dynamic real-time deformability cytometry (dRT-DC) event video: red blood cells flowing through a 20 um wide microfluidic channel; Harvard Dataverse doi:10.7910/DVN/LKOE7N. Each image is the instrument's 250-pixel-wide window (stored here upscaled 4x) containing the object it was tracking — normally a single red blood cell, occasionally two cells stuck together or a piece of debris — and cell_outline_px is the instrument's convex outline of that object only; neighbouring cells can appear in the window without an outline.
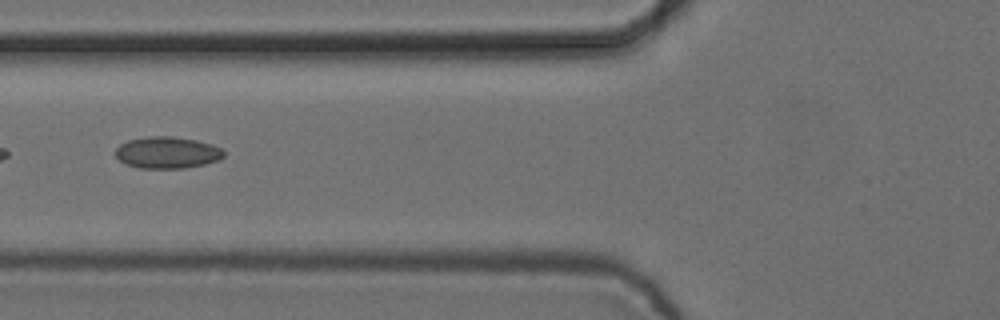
{"species": "common noctule bat (a hibernating species)", "species_latin": "Nyctalus noctula", "temperature_condition": "cold", "stored_images_in_passage": 6, "camera_frame_rate_fps": 3000, "um_per_image_px": 0.085, "animal": {"sex": "female", "body_mass_g": 24.6, "forearm_length_mm": 56.2}, "frame": {"image": 1, "passage_image": 6, "time_ms": 1.667, "image_size_px": [1000, 320], "cell_outline_px": [[224, 156], [220, 160], [204, 164], [184, 168], [140, 168], [128, 164], [120, 160], [116, 156], [116, 148], [120, 144], [128, 140], [148, 136], [172, 136], [196, 140], [212, 144], [220, 148], [224, 152]], "centroid_in_image_um": [14.23, 12.96], "position_along_channel_um": 111.6, "area_um2": 19.94}}